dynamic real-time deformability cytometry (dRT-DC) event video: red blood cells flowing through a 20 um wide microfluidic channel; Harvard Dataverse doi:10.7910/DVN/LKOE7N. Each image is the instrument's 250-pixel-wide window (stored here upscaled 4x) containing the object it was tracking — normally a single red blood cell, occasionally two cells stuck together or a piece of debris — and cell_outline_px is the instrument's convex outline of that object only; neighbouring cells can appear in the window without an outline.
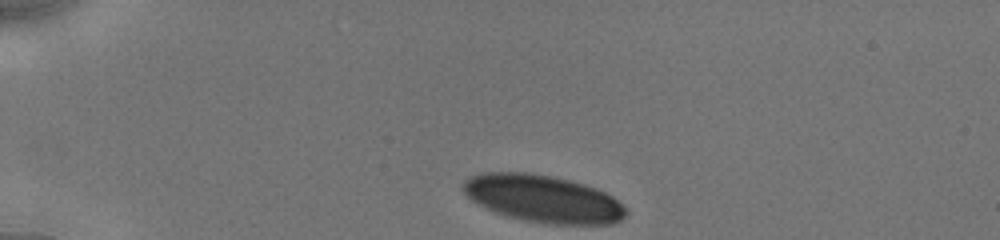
{"species": "human", "species_latin": "Homo sapiens", "temperature_condition": "cold", "stored_images_in_passage": 9, "camera_frame_rate_fps": 3000, "um_per_image_px": 0.085, "donor": {"sex": "male"}, "frame": {"image": 1, "passage_image": 1, "time_ms": 0.0, "image_size_px": [1000, 240], "cell_outline_px": [[628, 212], [620, 220], [612, 224], [544, 224], [524, 220], [508, 216], [496, 212], [472, 200], [464, 192], [464, 180], [472, 176], [484, 172], [528, 172], [552, 176], [584, 184], [596, 188], [612, 196]], "centroid_in_image_um": [46.17, 16.89], "position_along_channel_um": 38.8, "area_um2": 44.51}}
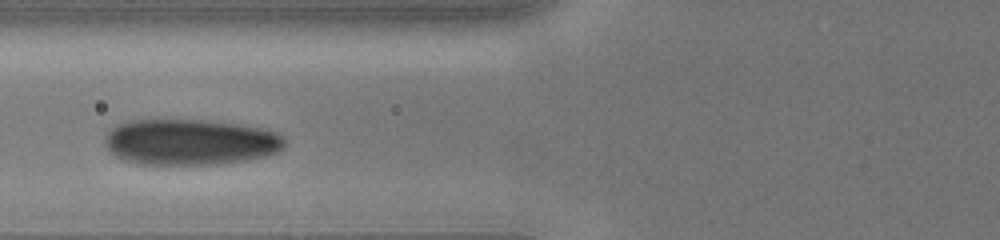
{"frame": {"image": 2, "passage_image": 6, "time_ms": 3.333, "image_size_px": [1000, 240], "cell_outline_px": [[284, 148], [276, 152], [264, 156], [248, 160], [216, 164], [136, 164], [112, 156], [108, 152], [104, 144], [104, 136], [112, 128], [120, 124], [132, 120], [200, 120], [236, 124], [260, 128], [276, 132], [284, 136]], "centroid_in_image_um": [16.11, 12.09], "position_along_channel_um": 109.7, "area_um2": 48.21}}
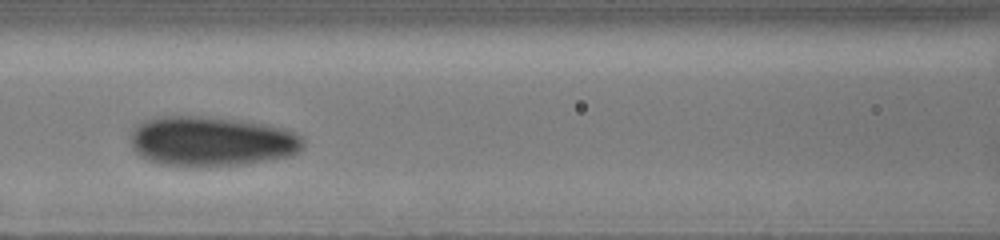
{"frame": {"image": 3, "passage_image": 8, "time_ms": 4.333, "image_size_px": [1000, 240], "cell_outline_px": [[304, 148], [300, 152], [292, 156], [248, 164], [208, 168], [196, 168], [160, 164], [148, 160], [140, 156], [132, 148], [132, 128], [136, 124], [144, 120], [156, 116], [200, 116], [240, 120], [268, 124], [304, 136]], "centroid_in_image_um": [17.99, 12.04], "position_along_channel_um": 148.6, "area_um2": 51.38}}